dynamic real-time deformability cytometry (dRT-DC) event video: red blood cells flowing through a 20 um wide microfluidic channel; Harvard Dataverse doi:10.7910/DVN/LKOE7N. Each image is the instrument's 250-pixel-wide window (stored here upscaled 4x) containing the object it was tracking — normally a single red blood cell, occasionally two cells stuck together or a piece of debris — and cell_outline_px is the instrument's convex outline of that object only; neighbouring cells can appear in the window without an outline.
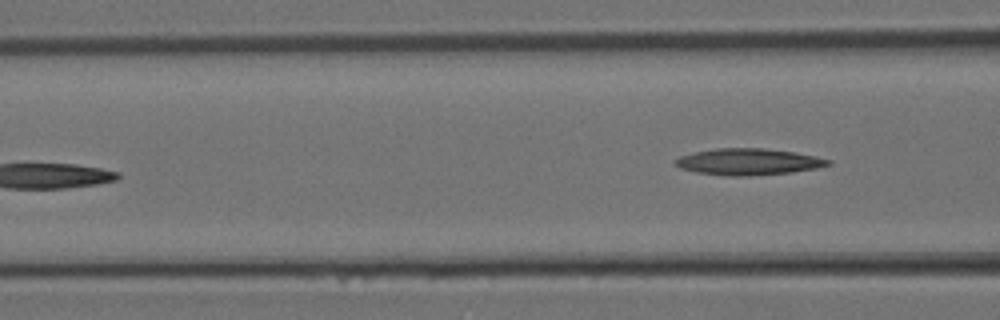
{"species": "Egyptian fruit bat (a non-hibernating species)", "species_latin": "Rousettus aegyptiacus", "temperature_condition": "room temperature", "stored_images_in_passage": 6, "segment_of_instrument_passage": [2, 2], "camera_frame_rate_fps": 3000, "um_per_image_px": 0.085, "animal": {"sex": "female"}, "frame": {"image": 1, "passage_image": 6, "time_ms": 1.667, "image_size_px": [1000, 320], "cell_outline_px": [[832, 164], [816, 168], [792, 172], [748, 176], [728, 176], [696, 172], [680, 168], [672, 160], [680, 156], [696, 152], [716, 148], [764, 148], [792, 152], [832, 160]], "centroid_in_image_um": [63.59, 13.75], "position_along_channel_um": 103.0, "area_um2": 23.41}}